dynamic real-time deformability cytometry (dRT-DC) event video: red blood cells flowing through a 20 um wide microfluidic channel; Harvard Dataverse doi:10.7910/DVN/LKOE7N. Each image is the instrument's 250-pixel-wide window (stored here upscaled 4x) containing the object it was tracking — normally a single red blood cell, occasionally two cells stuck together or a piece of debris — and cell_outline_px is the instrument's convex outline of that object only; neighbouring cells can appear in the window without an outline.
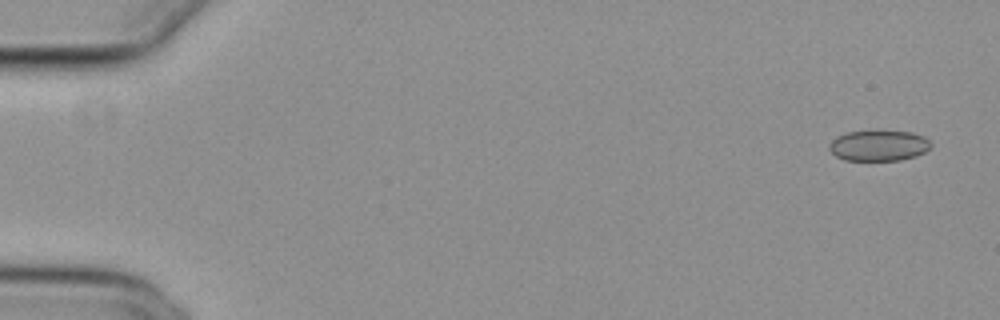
{"species": "common noctule bat (a hibernating species)", "species_latin": "Nyctalus noctula", "temperature_condition": "cold", "stored_images_in_passage": 53, "camera_frame_rate_fps": 3000, "um_per_image_px": 0.085, "animal": {"sex": "female", "body_mass_g": 29.2, "forearm_length_mm": 56.3}, "frame": {"image": 1, "passage_image": 1, "time_ms": 0.0, "image_size_px": [1000, 320], "cell_outline_px": [[932, 144], [924, 152], [916, 156], [900, 160], [844, 160], [836, 156], [828, 148], [828, 144], [836, 136], [844, 132], [912, 132], [924, 136]], "centroid_in_image_um": [74.66, 12.38], "position_along_channel_um": 10.3, "area_um2": 17.98}}
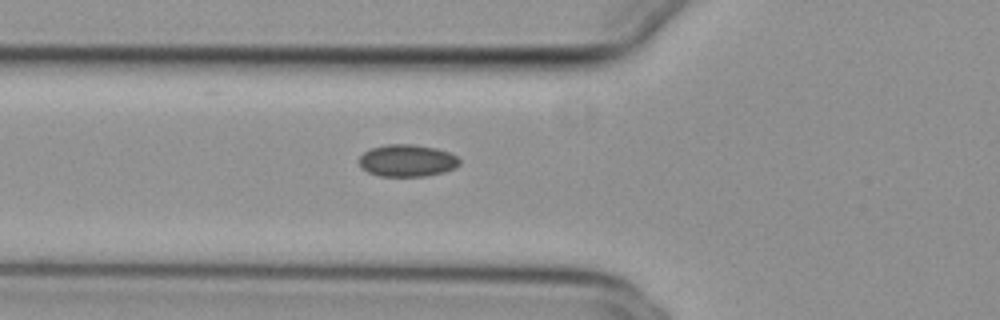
{"frame": {"image": 2, "passage_image": 19, "time_ms": 6.0, "image_size_px": [1000, 320], "cell_outline_px": [[460, 164], [456, 168], [444, 172], [424, 176], [380, 176], [368, 172], [360, 168], [360, 156], [364, 152], [372, 148], [388, 144], [412, 144], [436, 148], [448, 152], [456, 156], [460, 160]], "centroid_in_image_um": [34.62, 13.65], "position_along_channel_um": 91.2, "area_um2": 18.79}}
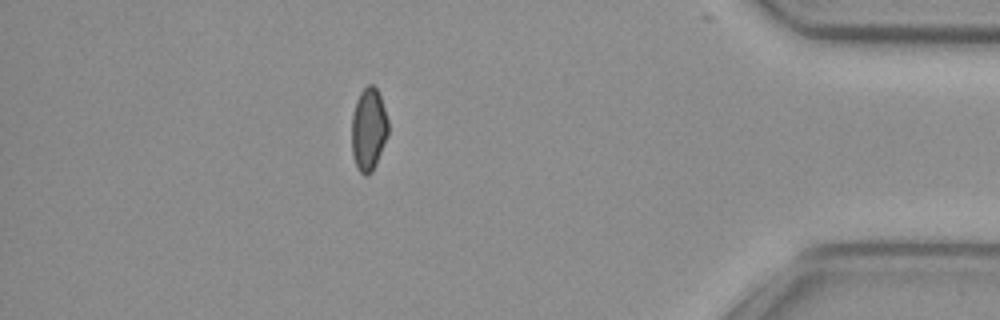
{"frame": {"image": 3, "passage_image": 47, "time_ms": 15.333, "image_size_px": [1000, 320], "cell_outline_px": [[388, 132], [376, 164], [372, 172], [368, 176], [364, 176], [356, 168], [352, 156], [352, 116], [356, 100], [360, 92], [368, 84], [372, 84], [376, 88], [380, 96], [388, 120]], "centroid_in_image_um": [31.31, 11.02], "position_along_channel_um": 403.9, "area_um2": 17.63}, "authors_computed_cell_mechanics": {"area_um2": 18.4382, "velocity_mm_per_s": 3.8021, "shape_relaxation_time_tau1_ms": 7.0138, "shape_relaxation_time_tau2_ms": 2.9446, "deformation_change_tau1": 0.0911, "deformation_change_tau2": 0.0678}}